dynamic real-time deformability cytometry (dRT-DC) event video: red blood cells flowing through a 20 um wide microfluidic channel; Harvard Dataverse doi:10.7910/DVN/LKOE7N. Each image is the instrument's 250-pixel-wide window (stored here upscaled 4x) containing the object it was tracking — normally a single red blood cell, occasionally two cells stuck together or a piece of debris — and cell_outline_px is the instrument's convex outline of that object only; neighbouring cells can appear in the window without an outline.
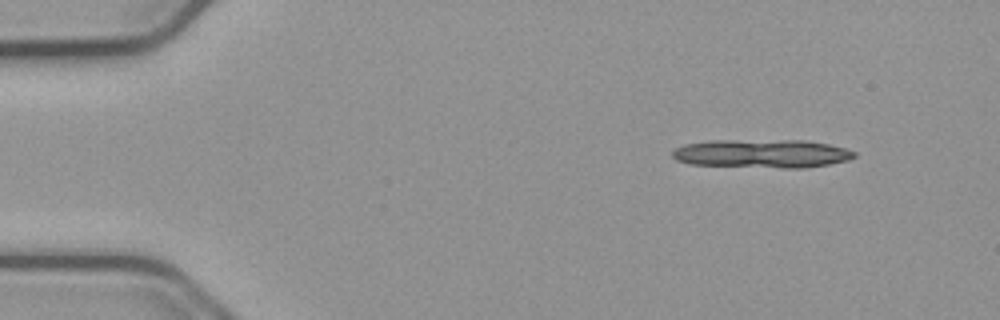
{"species": "common noctule bat (a hibernating species)", "species_latin": "Nyctalus noctula", "temperature_condition": "cold", "stored_images_in_passage": 8, "camera_frame_rate_fps": 3000, "um_per_image_px": 0.085, "animal": {"sex": "male", "body_mass_g": 23.1, "forearm_length_mm": 52.7}, "frame": {"image": 1, "passage_image": 1, "time_ms": 0.0, "image_size_px": [1000, 320], "cell_outline_px": [[856, 156], [848, 160], [828, 164], [804, 168], [784, 168], [688, 164], [676, 160], [672, 156], [672, 152], [676, 148], [684, 144], [712, 140], [804, 140], [828, 144], [844, 148], [856, 152]], "centroid_in_image_um": [64.75, 13.05], "position_along_channel_um": 20.2, "area_um2": 30.29}}